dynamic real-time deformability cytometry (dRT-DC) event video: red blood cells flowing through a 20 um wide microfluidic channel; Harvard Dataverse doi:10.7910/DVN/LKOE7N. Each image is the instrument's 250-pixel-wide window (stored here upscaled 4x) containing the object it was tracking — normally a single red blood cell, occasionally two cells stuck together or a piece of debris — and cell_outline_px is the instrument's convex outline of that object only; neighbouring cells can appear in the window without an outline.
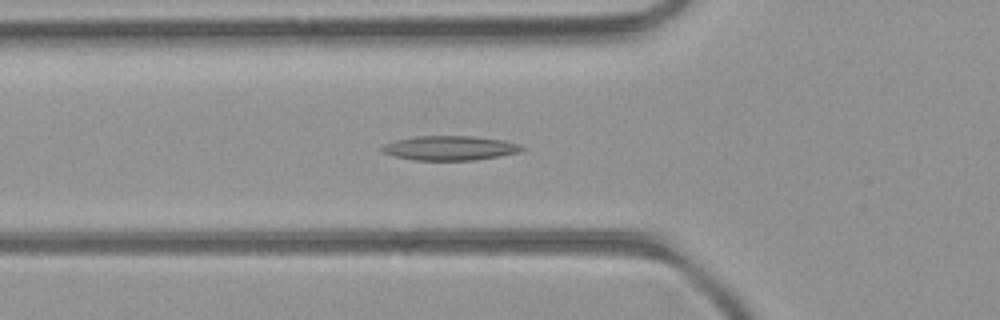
{"species": "common noctule bat (a hibernating species)", "species_latin": "Nyctalus noctula", "temperature_condition": "room temperature", "stored_images_in_passage": 40, "camera_frame_rate_fps": 3000, "um_per_image_px": 0.085, "animal": {"sex": "female", "body_mass_g": 21.9}, "frame": {"image": 1, "passage_image": 7, "time_ms": 2.0, "image_size_px": [1000, 320], "cell_outline_px": [[528, 148], [520, 152], [500, 156], [476, 160], [412, 160], [380, 152], [380, 148], [384, 144], [396, 140], [416, 136], [472, 136], [504, 140], [520, 144]], "centroid_in_image_um": [38.27, 12.58], "position_along_channel_um": 87.5, "area_um2": 20.11}}
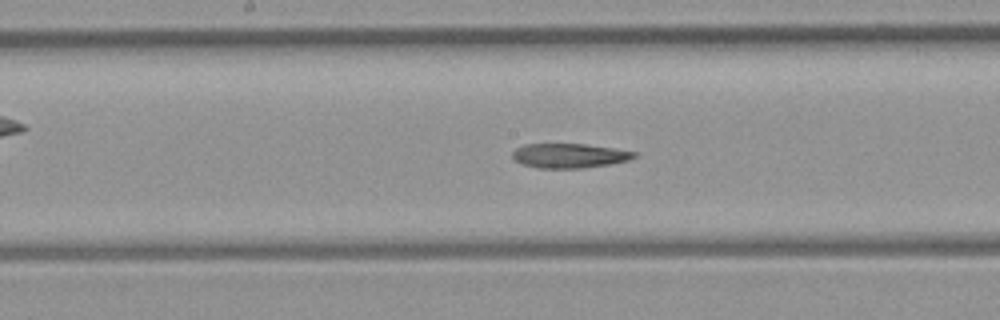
{"frame": {"image": 2, "passage_image": 15, "time_ms": 4.667, "image_size_px": [1000, 320], "cell_outline_px": [[636, 156], [628, 160], [612, 164], [584, 168], [536, 168], [520, 164], [512, 160], [512, 152], [516, 148], [524, 144], [584, 144], [612, 148], [636, 152]], "centroid_in_image_um": [48.33, 13.24], "position_along_channel_um": 199.9, "area_um2": 17.51}}
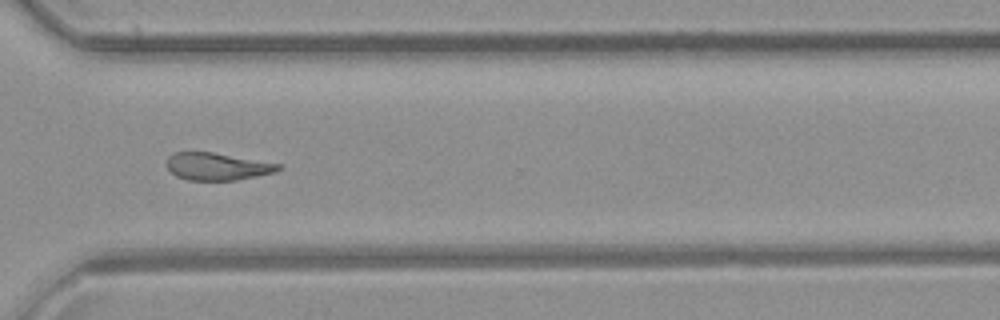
{"frame": {"image": 3, "passage_image": 26, "time_ms": 8.333, "image_size_px": [1000, 320], "cell_outline_px": [[284, 168], [276, 172], [236, 180], [188, 180], [176, 176], [168, 168], [168, 156], [176, 152], [212, 152], [284, 164]], "centroid_in_image_um": [18.54, 14.15], "position_along_channel_um": 352.1, "area_um2": 17.86}}